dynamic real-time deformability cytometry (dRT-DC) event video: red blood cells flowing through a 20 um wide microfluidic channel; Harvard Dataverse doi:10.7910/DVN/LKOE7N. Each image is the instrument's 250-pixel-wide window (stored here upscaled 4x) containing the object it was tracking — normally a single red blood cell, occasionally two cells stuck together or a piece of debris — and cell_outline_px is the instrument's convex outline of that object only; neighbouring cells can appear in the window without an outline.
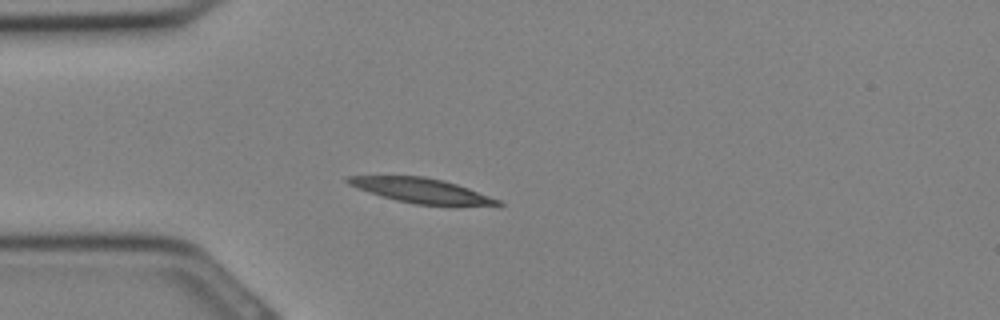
{"species": "Egyptian fruit bat (a non-hibernating species)", "species_latin": "Rousettus aegyptiacus", "temperature_condition": "cold", "stored_images_in_passage": 4, "camera_frame_rate_fps": 3000, "um_per_image_px": 0.085, "animal": {"sex": "female"}, "frame": {"image": 1, "passage_image": 1, "time_ms": 0.0, "image_size_px": [1000, 320], "cell_outline_px": [[504, 204], [416, 204], [396, 200], [380, 196], [356, 188], [348, 184], [344, 180], [344, 176], [424, 176], [444, 180], [468, 188], [500, 200]], "centroid_in_image_um": [35.67, 16.16], "position_along_channel_um": 49.3, "area_um2": 21.04}}
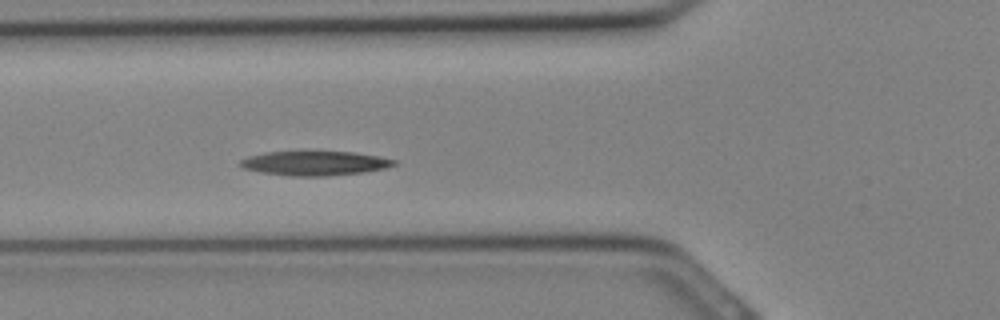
{"frame": {"image": 2, "passage_image": 4, "time_ms": 1.0, "image_size_px": [1000, 320], "cell_outline_px": [[396, 164], [384, 168], [364, 172], [328, 176], [288, 176], [260, 172], [244, 168], [240, 164], [240, 160], [248, 156], [264, 152], [308, 148], [352, 152], [380, 156], [396, 160]], "centroid_in_image_um": [26.72, 13.82], "position_along_channel_um": 99.1, "area_um2": 23.0}}